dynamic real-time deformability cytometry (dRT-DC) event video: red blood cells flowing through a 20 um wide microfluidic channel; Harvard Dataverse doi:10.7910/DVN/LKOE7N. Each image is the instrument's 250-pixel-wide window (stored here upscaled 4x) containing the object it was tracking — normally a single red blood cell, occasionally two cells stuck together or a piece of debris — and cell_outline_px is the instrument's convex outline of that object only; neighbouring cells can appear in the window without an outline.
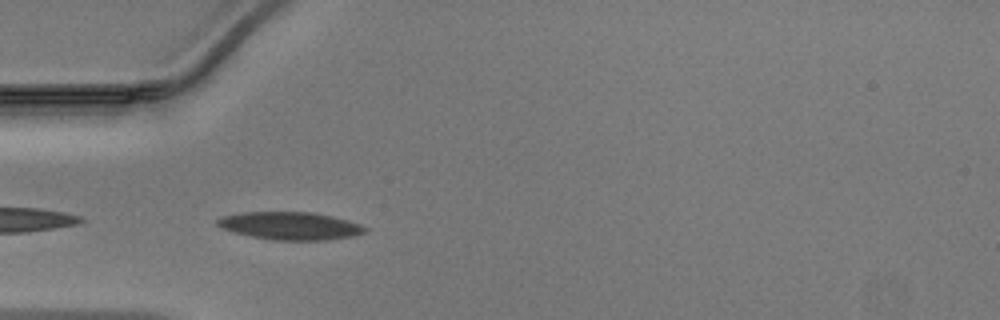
{"species": "Egyptian fruit bat (a non-hibernating species)", "species_latin": "Rousettus aegyptiacus", "temperature_condition": "warm", "stored_images_in_passage": 20, "camera_frame_rate_fps": 3000, "um_per_image_px": 0.085, "animal": {"sex": "male"}, "frame": {"image": 1, "passage_image": 1, "time_ms": 0.0, "image_size_px": [1000, 320], "cell_outline_px": [[368, 232], [352, 236], [328, 240], [272, 240], [252, 236], [220, 228], [216, 224], [216, 220], [220, 216], [240, 212], [316, 212], [348, 220], [360, 224], [368, 228]], "centroid_in_image_um": [24.68, 19.19], "position_along_channel_um": 60.3, "area_um2": 24.1}}
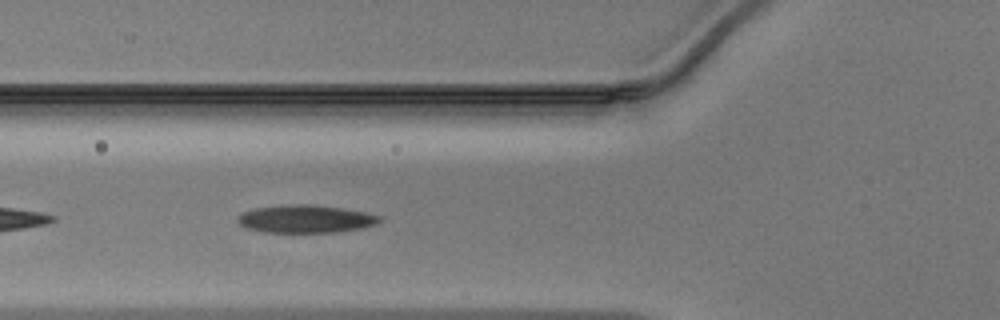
{"frame": {"image": 2, "passage_image": 4, "time_ms": 1.0, "image_size_px": [1000, 320], "cell_outline_px": [[380, 220], [376, 224], [360, 228], [336, 232], [264, 232], [248, 228], [240, 224], [236, 220], [236, 216], [244, 212], [256, 208], [288, 204], [308, 204], [340, 208], [364, 212], [380, 216]], "centroid_in_image_um": [25.94, 18.61], "position_along_channel_um": 99.9, "area_um2": 22.72}}